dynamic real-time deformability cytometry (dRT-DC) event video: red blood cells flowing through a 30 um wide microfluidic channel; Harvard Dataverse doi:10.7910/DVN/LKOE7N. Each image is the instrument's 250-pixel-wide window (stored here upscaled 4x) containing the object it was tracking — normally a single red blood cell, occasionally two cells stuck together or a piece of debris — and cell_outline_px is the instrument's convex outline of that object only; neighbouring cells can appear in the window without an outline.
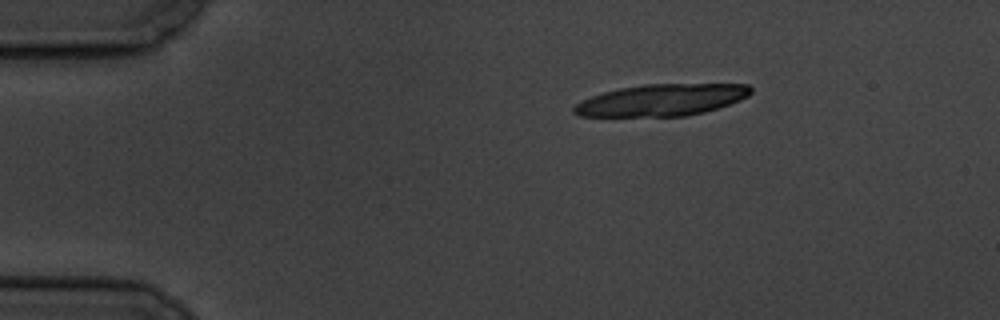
{"species": "common noctule bat (a hibernating species)", "species_latin": "Nyctalus noctula", "temperature_condition": "cold", "stored_images_in_passage": 9, "segment_of_instrument_passage": [1, 2], "camera_frame_rate_fps": 3000, "um_per_image_px": 0.085, "animal": {"sex": "male", "body_mass_g": 19.5, "forearm_length_mm": 54.6}, "frame": {"image": 1, "passage_image": 1, "time_ms": 0.0, "image_size_px": [1000, 320], "cell_outline_px": [[752, 92], [748, 96], [740, 100], [704, 112], [688, 116], [576, 116], [572, 112], [572, 108], [580, 100], [604, 92], [620, 88], [644, 84], [748, 84], [752, 88]], "centroid_in_image_um": [56.22, 8.5], "position_along_channel_um": 28.8, "area_um2": 32.71}}